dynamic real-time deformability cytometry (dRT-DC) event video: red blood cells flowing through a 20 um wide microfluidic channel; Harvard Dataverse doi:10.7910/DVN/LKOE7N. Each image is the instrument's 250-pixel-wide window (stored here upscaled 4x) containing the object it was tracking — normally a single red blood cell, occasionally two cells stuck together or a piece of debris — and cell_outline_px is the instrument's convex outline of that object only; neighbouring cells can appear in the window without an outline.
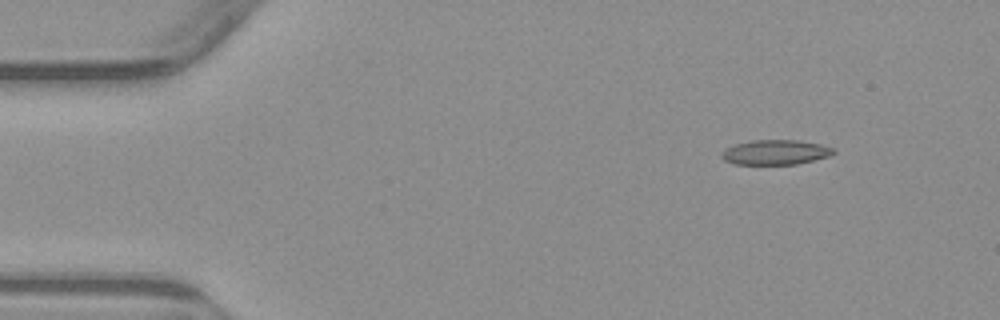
{"species": "common noctule bat (a hibernating species)", "species_latin": "Nyctalus noctula", "temperature_condition": "warm", "stored_images_in_passage": 4, "camera_frame_rate_fps": 3000, "um_per_image_px": 0.085, "animal": {"sex": "male", "body_mass_g": 23.1, "forearm_length_mm": 52.7}, "frame": {"image": 1, "passage_image": 1, "time_ms": 0.0, "image_size_px": [1000, 320], "cell_outline_px": [[836, 152], [828, 156], [796, 164], [736, 164], [724, 160], [720, 156], [720, 152], [724, 148], [736, 144], [752, 140], [800, 140], [820, 144], [836, 148]], "centroid_in_image_um": [65.9, 12.93], "position_along_channel_um": 19.1, "area_um2": 16.24}}
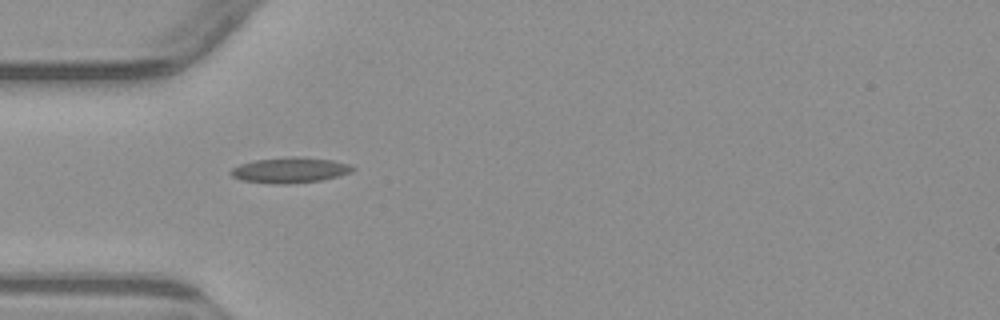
{"frame": {"image": 2, "passage_image": 4, "time_ms": 3.333, "image_size_px": [1000, 320], "cell_outline_px": [[356, 168], [352, 172], [320, 180], [288, 184], [276, 184], [240, 180], [232, 176], [228, 172], [232, 168], [240, 164], [256, 160], [292, 156], [304, 156], [332, 160], [348, 164]], "centroid_in_image_um": [24.63, 14.45], "position_along_channel_um": 60.4, "area_um2": 18.15}}